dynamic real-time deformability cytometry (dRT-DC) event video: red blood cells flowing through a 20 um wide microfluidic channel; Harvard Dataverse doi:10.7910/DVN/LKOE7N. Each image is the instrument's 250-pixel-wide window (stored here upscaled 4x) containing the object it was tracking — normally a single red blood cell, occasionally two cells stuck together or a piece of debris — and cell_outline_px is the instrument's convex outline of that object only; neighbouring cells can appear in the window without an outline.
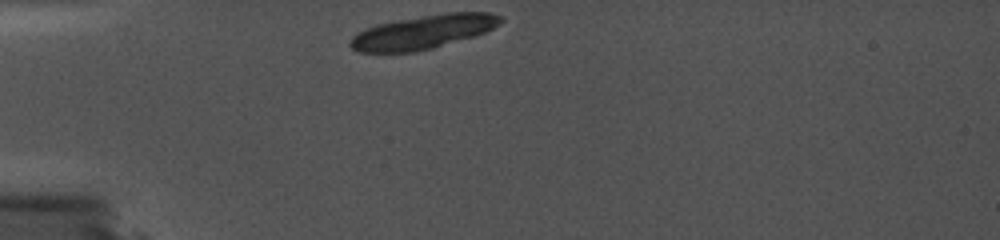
{"species": "common noctule bat (a hibernating species)", "species_latin": "Nyctalus noctula", "temperature_condition": "cold", "stored_images_in_passage": 4, "camera_frame_rate_fps": 5000, "um_per_image_px": 0.085, "animal": {"sex": "female", "body_mass_g": 19.0, "forearm_length_mm": 56.7}, "frame": {"image": 1, "passage_image": 1, "time_ms": 0.0, "image_size_px": [1000, 240], "cell_outline_px": [[504, 20], [500, 24], [476, 36], [432, 48], [412, 52], [360, 52], [352, 48], [348, 44], [352, 36], [376, 24], [448, 12], [488, 12], [504, 16]], "centroid_in_image_um": [36.02, 2.72], "position_along_channel_um": 49.0, "area_um2": 29.36}}